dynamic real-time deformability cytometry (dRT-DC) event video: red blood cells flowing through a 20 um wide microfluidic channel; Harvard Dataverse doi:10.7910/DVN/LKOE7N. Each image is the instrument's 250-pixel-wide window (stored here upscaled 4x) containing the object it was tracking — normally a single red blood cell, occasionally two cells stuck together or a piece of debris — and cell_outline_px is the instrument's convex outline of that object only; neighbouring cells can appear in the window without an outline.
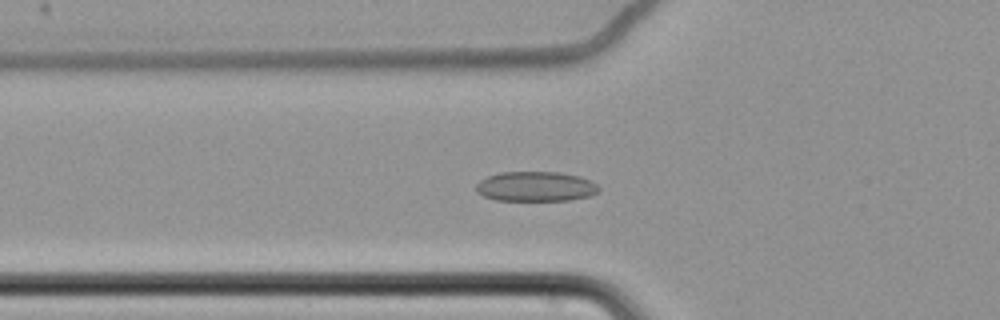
{"species": "common noctule bat (a hibernating species)", "species_latin": "Nyctalus noctula", "temperature_condition": "cold", "stored_images_in_passage": 49, "camera_frame_rate_fps": 3000, "um_per_image_px": 0.085, "animal": {"sex": "female", "body_mass_g": 22.7, "forearm_length_mm": 54.2}, "frame": {"image": 1, "passage_image": 10, "time_ms": 3.0, "image_size_px": [1000, 320], "cell_outline_px": [[600, 188], [592, 196], [568, 200], [496, 200], [484, 196], [476, 192], [476, 184], [480, 180], [488, 176], [500, 172], [560, 172], [580, 176], [592, 180]], "centroid_in_image_um": [45.55, 15.84], "position_along_channel_um": 80.3, "area_um2": 21.44}}
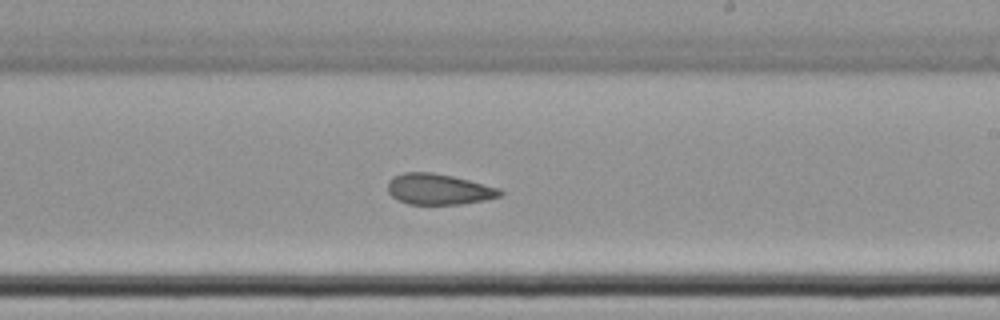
{"frame": {"image": 2, "passage_image": 25, "time_ms": 8.0, "image_size_px": [1000, 320], "cell_outline_px": [[504, 192], [500, 196], [484, 200], [460, 204], [408, 204], [396, 200], [388, 192], [388, 180], [392, 176], [404, 172], [432, 172], [452, 176], [500, 188]], "centroid_in_image_um": [37.25, 16.08], "position_along_channel_um": 251.8, "area_um2": 20.23}}
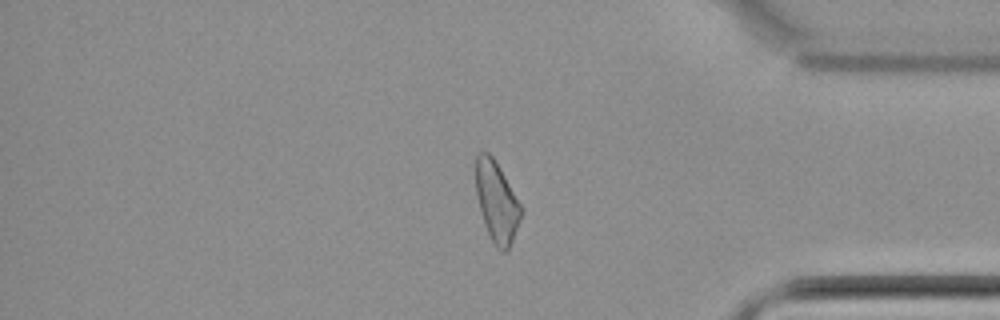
{"frame": {"image": 3, "passage_image": 39, "time_ms": 12.667, "image_size_px": [1000, 320], "cell_outline_px": [[524, 212], [508, 252], [504, 252], [496, 248], [488, 232], [480, 212], [476, 192], [476, 156], [480, 152], [488, 152], [492, 156], [500, 168], [524, 208]], "centroid_in_image_um": [42.26, 17.19], "position_along_channel_um": 392.9, "area_um2": 21.44}, "authors_computed_cell_mechanics": {"area_um2": 21.4438, "velocity_mm_per_s": 3.4456, "shape_relaxation_time_tau1_ms": 8.0752, "shape_relaxation_time_tau2_ms": 4.26, "deformation_change_tau1": 0.0784, "deformation_change_tau2": 0.1018}}